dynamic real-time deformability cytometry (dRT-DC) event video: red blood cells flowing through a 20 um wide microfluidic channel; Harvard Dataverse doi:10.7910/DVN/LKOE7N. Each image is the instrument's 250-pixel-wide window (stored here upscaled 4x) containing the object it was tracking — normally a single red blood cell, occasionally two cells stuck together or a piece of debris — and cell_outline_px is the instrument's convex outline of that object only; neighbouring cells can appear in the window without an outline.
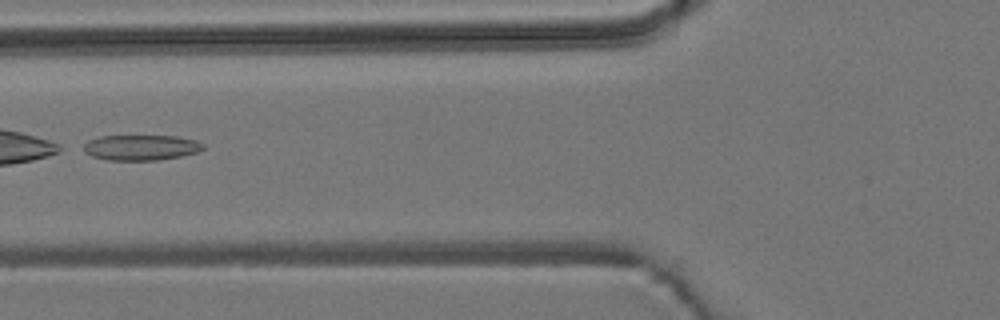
{"species": "common noctule bat (a hibernating species)", "species_latin": "Nyctalus noctula", "temperature_condition": "room temperature", "stored_images_in_passage": 2, "camera_frame_rate_fps": 3000, "um_per_image_px": 0.085, "animal": {"sex": "male", "body_mass_g": 19.2, "forearm_length_mm": 51.8}, "frame": {"image": 1, "passage_image": 2, "time_ms": 1.667, "image_size_px": [1000, 320], "cell_outline_px": [[204, 148], [196, 152], [180, 156], [160, 160], [108, 160], [92, 156], [84, 152], [84, 144], [88, 140], [100, 136], [176, 136], [196, 140], [204, 144]], "centroid_in_image_um": [11.97, 12.54], "position_along_channel_um": 113.8, "area_um2": 17.69}}